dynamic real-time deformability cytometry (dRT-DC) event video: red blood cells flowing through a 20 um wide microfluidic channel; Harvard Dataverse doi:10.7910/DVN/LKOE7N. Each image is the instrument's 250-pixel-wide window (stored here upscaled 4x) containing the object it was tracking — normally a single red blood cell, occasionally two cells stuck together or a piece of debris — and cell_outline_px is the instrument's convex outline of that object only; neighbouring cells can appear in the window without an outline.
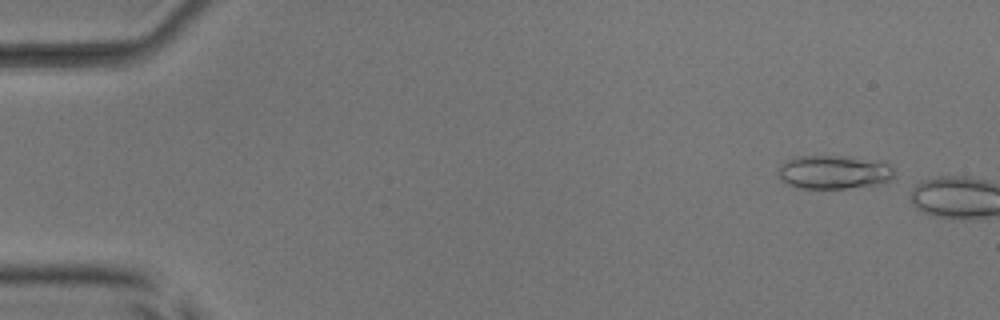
{"species": "common noctule bat (a hibernating species)", "species_latin": "Nyctalus noctula", "temperature_condition": "room temperature", "stored_images_in_passage": 3, "camera_frame_rate_fps": 3000, "um_per_image_px": 0.085, "animal": {"sex": "male", "body_mass_g": 17.9, "forearm_length_mm": 54.2}, "frame": {"image": 1, "passage_image": 1, "time_ms": 0.0, "image_size_px": [1000, 320], "cell_outline_px": [[892, 180], [876, 184], [848, 188], [796, 188], [780, 180], [780, 168], [788, 160], [796, 156], [848, 156], [884, 160], [892, 168]], "centroid_in_image_um": [70.92, 14.62], "position_along_channel_um": 14.1, "area_um2": 22.77}}